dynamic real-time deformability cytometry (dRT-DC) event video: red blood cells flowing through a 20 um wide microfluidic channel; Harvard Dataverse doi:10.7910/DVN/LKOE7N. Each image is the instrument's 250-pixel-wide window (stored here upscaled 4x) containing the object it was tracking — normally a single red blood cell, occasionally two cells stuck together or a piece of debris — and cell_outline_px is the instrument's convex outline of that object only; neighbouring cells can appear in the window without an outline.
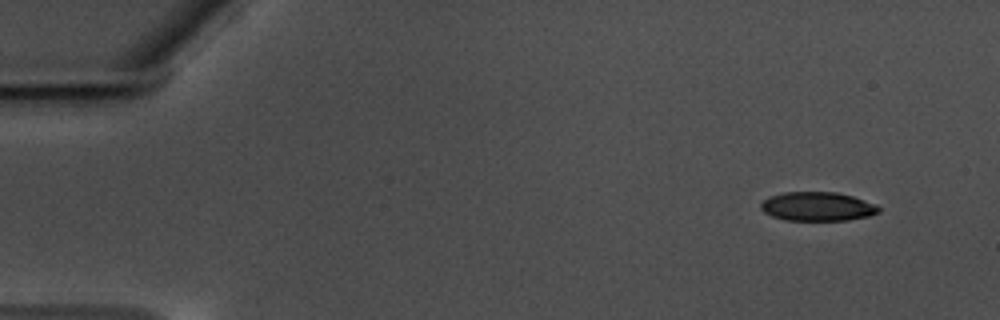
{"species": "common noctule bat (a hibernating species)", "species_latin": "Nyctalus noctula", "temperature_condition": "warm", "stored_images_in_passage": 13, "camera_frame_rate_fps": 3000, "um_per_image_px": 0.085, "animal": {"sex": "male", "body_mass_g": 17.5, "forearm_length_mm": 52.3}, "frame": {"image": 1, "passage_image": 1, "time_ms": 0.0, "image_size_px": [1000, 320], "cell_outline_px": [[880, 212], [868, 216], [848, 220], [784, 220], [772, 216], [764, 212], [760, 208], [760, 204], [768, 196], [784, 192], [836, 192], [852, 196], [876, 204], [880, 208]], "centroid_in_image_um": [69.47, 17.55], "position_along_channel_um": 15.5, "area_um2": 19.94}}